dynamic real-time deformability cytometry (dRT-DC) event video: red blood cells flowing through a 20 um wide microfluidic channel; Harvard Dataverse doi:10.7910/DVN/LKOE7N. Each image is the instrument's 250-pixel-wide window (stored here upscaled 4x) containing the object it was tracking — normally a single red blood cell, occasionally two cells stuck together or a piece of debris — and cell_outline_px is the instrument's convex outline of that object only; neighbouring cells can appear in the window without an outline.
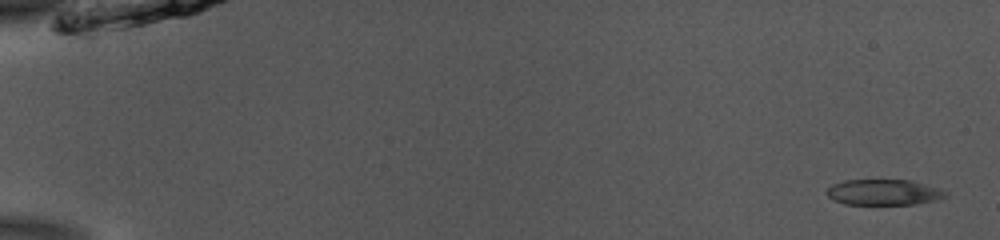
{"species": "common noctule bat (a hibernating species)", "species_latin": "Nyctalus noctula", "temperature_condition": "room temperature", "stored_images_in_passage": 51, "camera_frame_rate_fps": 3000, "um_per_image_px": 0.085, "animal": {"sex": "male", "body_mass_g": 13.0, "forearm_length_mm": 53.1}, "frame": {"image": 1, "passage_image": 1, "time_ms": 0.0, "image_size_px": [1000, 240], "cell_outline_px": [[948, 196], [936, 200], [916, 204], [844, 204], [832, 200], [824, 192], [832, 184], [844, 180], [912, 180], [940, 188], [948, 192]], "centroid_in_image_um": [75.12, 16.34], "position_along_channel_um": 9.9, "area_um2": 18.03}}
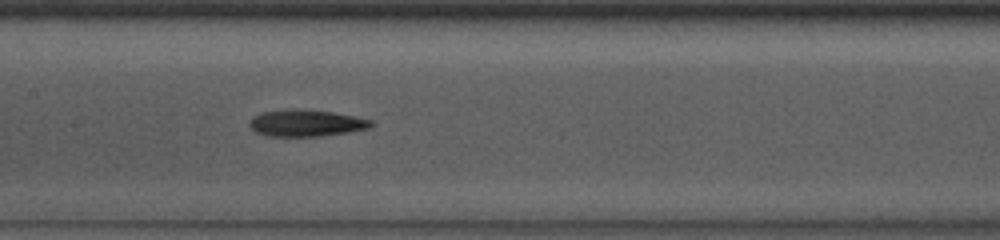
{"frame": {"image": 2, "passage_image": 26, "time_ms": 8.333, "image_size_px": [1000, 240], "cell_outline_px": [[376, 124], [368, 128], [320, 136], [268, 136], [256, 132], [248, 124], [256, 116], [264, 112], [332, 112], [372, 120]], "centroid_in_image_um": [26.08, 10.52], "position_along_channel_um": 181.3, "area_um2": 17.57}}
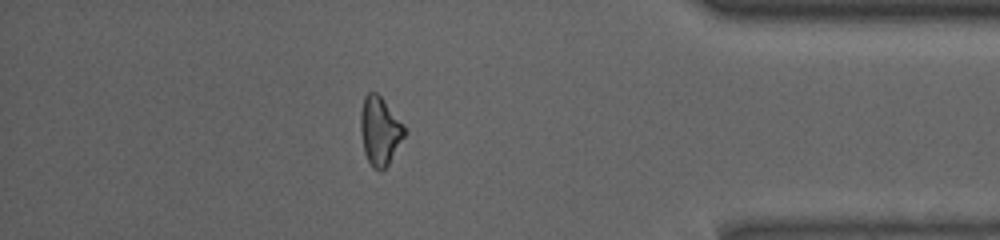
{"frame": {"image": 3, "passage_image": 45, "time_ms": 14.667, "image_size_px": [1000, 240], "cell_outline_px": [[408, 132], [388, 164], [380, 172], [372, 168], [364, 152], [360, 132], [360, 112], [364, 96], [368, 92], [376, 92], [380, 96], [408, 128]], "centroid_in_image_um": [32.3, 11.13], "position_along_channel_um": 402.9, "area_um2": 17.86}, "authors_computed_cell_mechanics": {"area_um2": 18.0914, "velocity_mm_per_s": 3.9144, "shape_relaxation_time_tau1_ms": 7.6894, "shape_relaxation_time_tau2_ms": null, "deformation_change_tau1": 0.1943, "deformation_change_tau2": null}}